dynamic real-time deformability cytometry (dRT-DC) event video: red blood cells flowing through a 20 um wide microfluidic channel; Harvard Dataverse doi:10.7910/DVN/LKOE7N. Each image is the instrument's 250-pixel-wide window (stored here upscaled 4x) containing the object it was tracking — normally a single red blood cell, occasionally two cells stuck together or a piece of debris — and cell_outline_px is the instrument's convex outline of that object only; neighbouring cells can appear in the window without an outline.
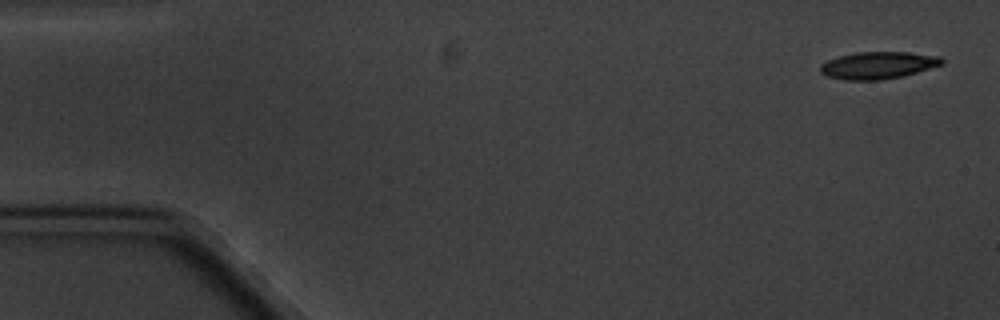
{"species": "common noctule bat (a hibernating species)", "species_latin": "Nyctalus noctula", "temperature_condition": "cold", "stored_images_in_passage": 4, "camera_frame_rate_fps": 3000, "um_per_image_px": 0.085, "animal": {"sex": "male", "body_mass_g": 20.1, "forearm_length_mm": 53.5}, "frame": {"image": 1, "passage_image": 1, "time_ms": 0.0, "image_size_px": [1000, 320], "cell_outline_px": [[944, 64], [904, 76], [880, 80], [844, 80], [828, 76], [820, 72], [820, 64], [828, 60], [840, 56], [856, 52], [908, 52], [940, 56], [944, 60]], "centroid_in_image_um": [74.66, 5.55], "position_along_channel_um": 10.3, "area_um2": 19.31}}
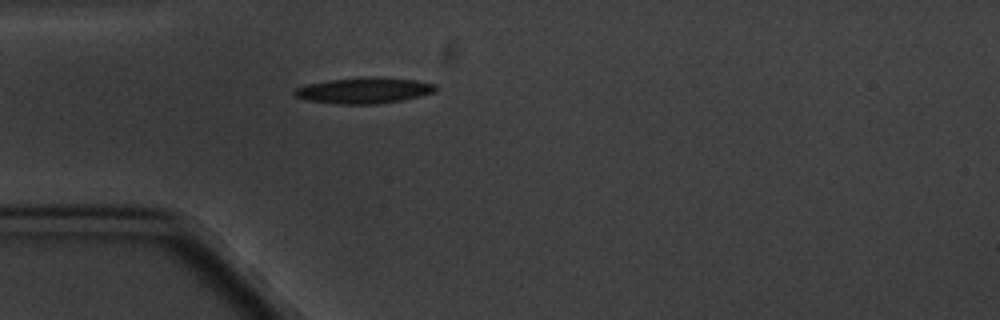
{"frame": {"image": 2, "passage_image": 4, "time_ms": 4.667, "image_size_px": [1000, 320], "cell_outline_px": [[436, 88], [432, 92], [420, 96], [404, 100], [376, 104], [336, 104], [308, 100], [296, 96], [292, 92], [296, 88], [308, 84], [328, 80], [364, 76], [380, 76], [416, 80], [436, 84]], "centroid_in_image_um": [30.95, 7.67], "position_along_channel_um": 54.0, "area_um2": 21.5}}